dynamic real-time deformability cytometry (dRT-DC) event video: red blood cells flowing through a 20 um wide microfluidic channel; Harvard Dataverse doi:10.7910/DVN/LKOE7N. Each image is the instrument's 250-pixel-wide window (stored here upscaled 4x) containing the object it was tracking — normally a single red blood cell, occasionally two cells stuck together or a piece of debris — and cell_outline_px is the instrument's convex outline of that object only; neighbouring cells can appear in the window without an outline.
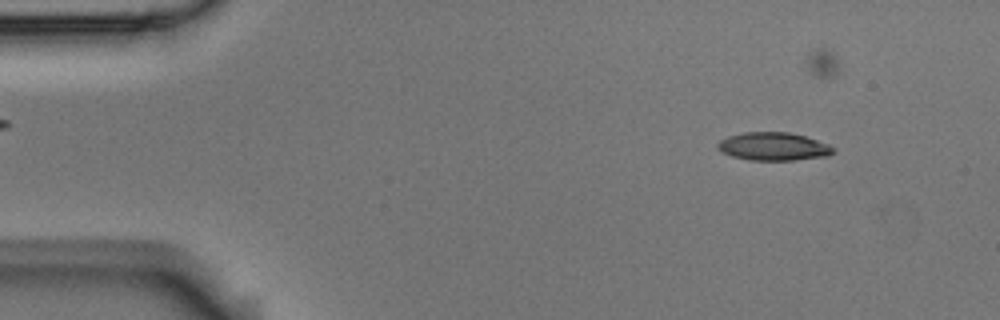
{"species": "Egyptian fruit bat (a non-hibernating species)", "species_latin": "Rousettus aegyptiacus", "temperature_condition": "room temperature", "stored_images_in_passage": 52, "camera_frame_rate_fps": 3000, "um_per_image_px": 0.085, "animal": {"sex": "male"}, "frame": {"image": 1, "passage_image": 4, "time_ms": 1.0, "image_size_px": [1000, 320], "cell_outline_px": [[836, 152], [828, 156], [796, 160], [748, 160], [732, 156], [720, 152], [716, 148], [716, 144], [720, 140], [728, 136], [744, 132], [788, 132], [804, 136], [828, 144], [836, 148]], "centroid_in_image_um": [65.73, 12.46], "position_along_channel_um": 19.3, "area_um2": 19.13}}
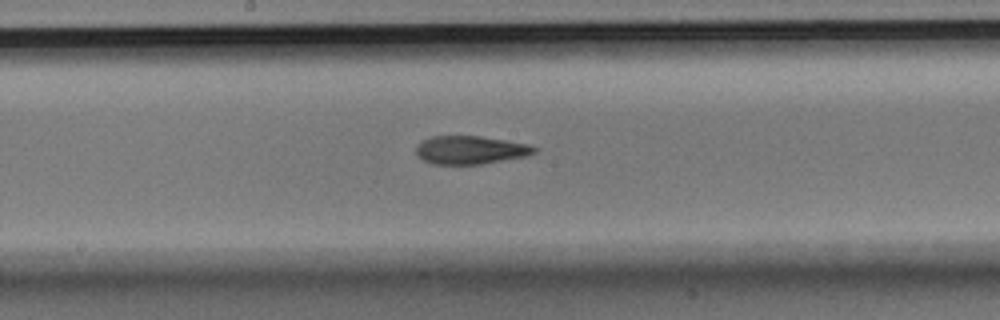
{"frame": {"image": 2, "passage_image": 26, "time_ms": 8.333, "image_size_px": [1000, 320], "cell_outline_px": [[540, 148], [536, 152], [528, 156], [480, 164], [432, 164], [424, 160], [416, 152], [416, 148], [424, 140], [432, 136], [480, 136], [528, 144]], "centroid_in_image_um": [40.05, 12.75], "position_along_channel_um": 208.2, "area_um2": 19.31}}
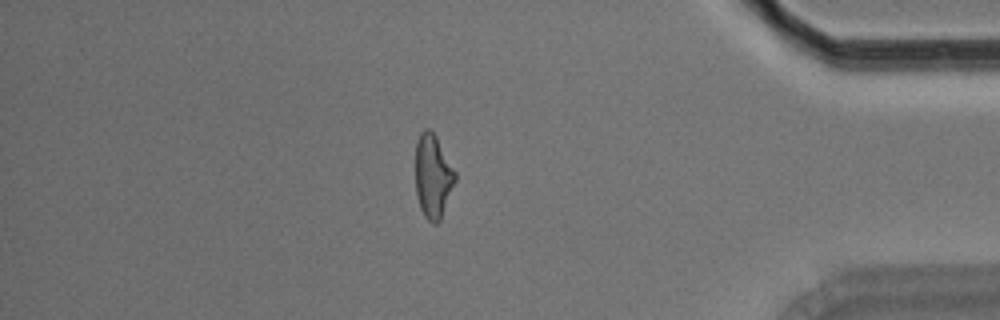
{"frame": {"image": 3, "passage_image": 44, "time_ms": 14.333, "image_size_px": [1000, 320], "cell_outline_px": [[456, 180], [440, 220], [436, 224], [432, 224], [424, 216], [420, 208], [416, 196], [416, 140], [420, 132], [424, 128], [428, 128], [436, 136], [456, 172]], "centroid_in_image_um": [36.79, 14.98], "position_along_channel_um": 398.4, "area_um2": 19.42}, "authors_computed_cell_mechanics": {"area_um2": 19.7676, "velocity_mm_per_s": 3.7459, "shape_relaxation_time_tau1_ms": 7.9441, "shape_relaxation_time_tau2_ms": 3.2786, "deformation_change_tau1": 0.2281, "deformation_change_tau2": 0.1158}}